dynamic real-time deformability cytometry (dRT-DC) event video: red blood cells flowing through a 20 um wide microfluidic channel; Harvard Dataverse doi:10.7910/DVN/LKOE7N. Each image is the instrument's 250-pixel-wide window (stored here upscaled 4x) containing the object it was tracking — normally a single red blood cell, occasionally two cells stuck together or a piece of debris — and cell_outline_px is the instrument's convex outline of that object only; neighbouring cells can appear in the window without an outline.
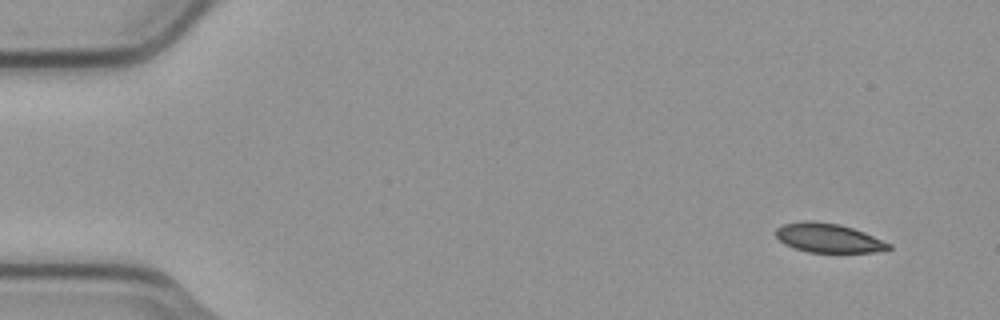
{"species": "common noctule bat (a hibernating species)", "species_latin": "Nyctalus noctula", "temperature_condition": "cold", "stored_images_in_passage": 8, "camera_frame_rate_fps": 3000, "um_per_image_px": 0.085, "animal": {"sex": "male", "body_mass_g": 23.1, "forearm_length_mm": 52.7}, "frame": {"image": 1, "passage_image": 1, "time_ms": 0.0, "image_size_px": [1000, 320], "cell_outline_px": [[892, 248], [876, 252], [808, 252], [784, 244], [776, 236], [776, 228], [784, 224], [804, 220], [812, 220], [840, 224], [864, 232], [892, 244]], "centroid_in_image_um": [70.42, 20.22], "position_along_channel_um": 14.6, "area_um2": 19.13}}
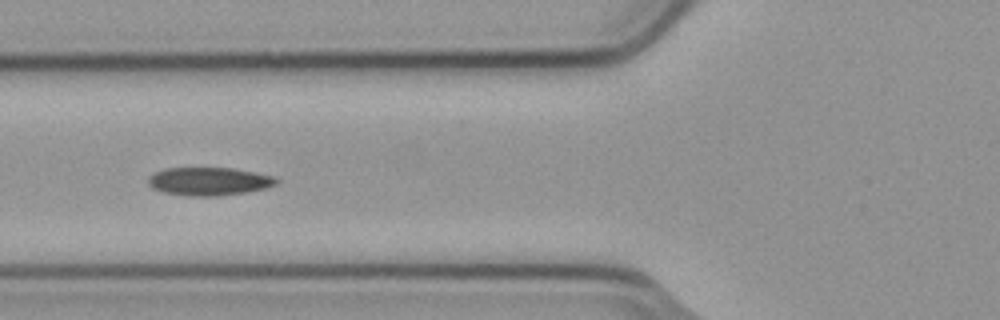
{"frame": {"image": 2, "passage_image": 5, "time_ms": 1.333, "image_size_px": [1000, 320], "cell_outline_px": [[280, 180], [276, 184], [264, 188], [244, 192], [220, 196], [184, 196], [164, 192], [152, 188], [148, 184], [148, 176], [156, 172], [168, 168], [232, 168], [276, 176]], "centroid_in_image_um": [17.76, 15.42], "position_along_channel_um": 108.0, "area_um2": 21.04}}
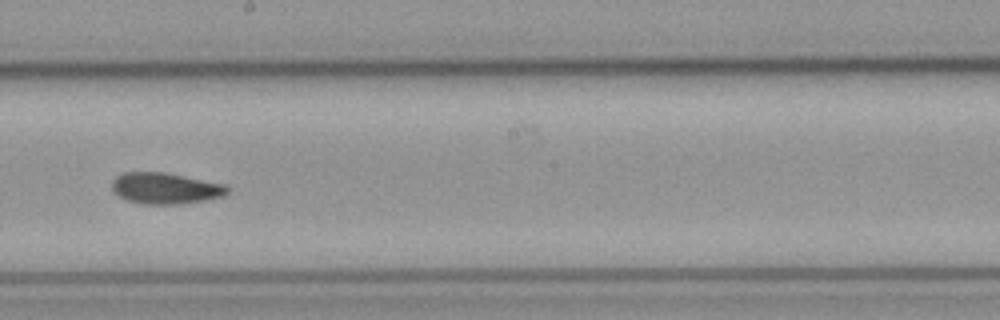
{"frame": {"image": 3, "passage_image": 8, "time_ms": 2.333, "image_size_px": [1000, 320], "cell_outline_px": [[228, 192], [224, 196], [208, 200], [180, 204], [144, 204], [128, 200], [116, 196], [112, 192], [112, 180], [116, 176], [124, 172], [164, 172], [224, 184], [228, 188]], "centroid_in_image_um": [14.02, 16.01], "position_along_channel_um": 234.2, "area_um2": 21.1}}